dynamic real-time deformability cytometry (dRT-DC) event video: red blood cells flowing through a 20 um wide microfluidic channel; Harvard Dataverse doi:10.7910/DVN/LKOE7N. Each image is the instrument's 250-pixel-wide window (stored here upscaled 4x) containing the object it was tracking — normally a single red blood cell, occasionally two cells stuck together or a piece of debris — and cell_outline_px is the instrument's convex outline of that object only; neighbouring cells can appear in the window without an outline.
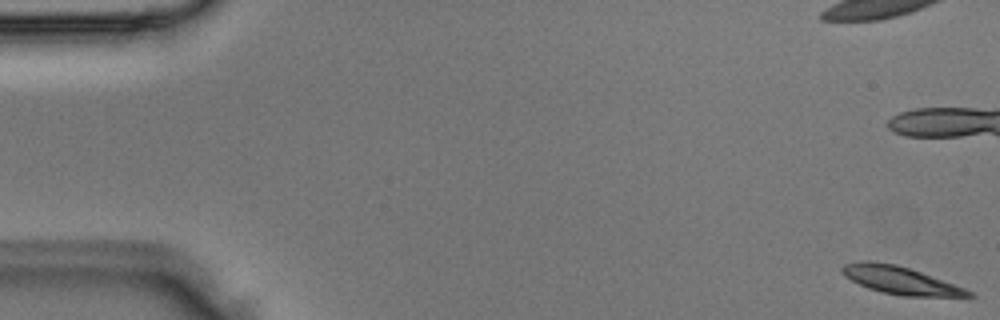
{"species": "Egyptian fruit bat (a non-hibernating species)", "species_latin": "Rousettus aegyptiacus", "temperature_condition": "room temperature", "stored_images_in_passage": 7, "camera_frame_rate_fps": 3000, "um_per_image_px": 0.085, "animal": {"sex": "male"}, "frame": {"image": 1, "passage_image": 1, "time_ms": 0.0, "image_size_px": [1000, 320], "cell_outline_px": [[976, 296], [968, 300], [900, 296], [880, 292], [868, 288], [844, 276], [840, 272], [840, 268], [844, 264], [860, 260], [868, 260], [896, 264], [920, 272], [964, 288], [972, 292]], "centroid_in_image_um": [76.65, 23.89], "position_along_channel_um": 8.3, "area_um2": 21.33}}